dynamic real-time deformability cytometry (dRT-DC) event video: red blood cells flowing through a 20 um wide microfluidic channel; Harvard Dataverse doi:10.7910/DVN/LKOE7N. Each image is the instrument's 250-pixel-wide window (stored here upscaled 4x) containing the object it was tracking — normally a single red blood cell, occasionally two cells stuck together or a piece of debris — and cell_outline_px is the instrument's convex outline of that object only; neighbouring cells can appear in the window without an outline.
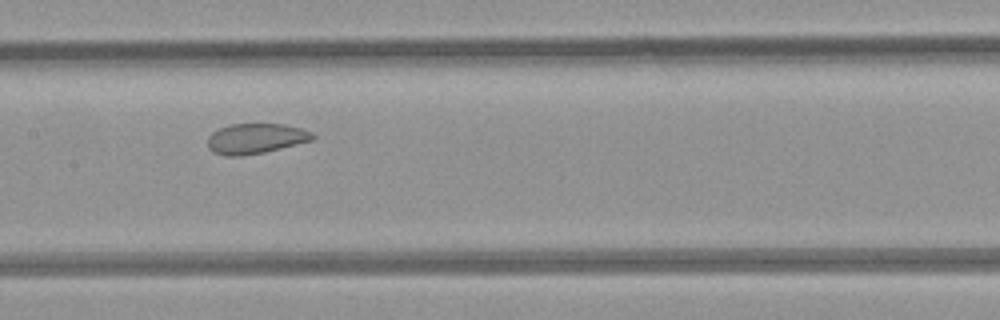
{"species": "common noctule bat (a hibernating species)", "species_latin": "Nyctalus noctula", "temperature_condition": "room temperature", "stored_images_in_passage": 9, "camera_frame_rate_fps": 3000, "um_per_image_px": 0.085, "animal": {"sex": "female", "body_mass_g": 21.9}, "frame": {"image": 1, "passage_image": 7, "time_ms": 6.667, "image_size_px": [1000, 320], "cell_outline_px": [[316, 136], [312, 140], [264, 152], [240, 156], [228, 156], [212, 152], [208, 148], [208, 136], [212, 132], [228, 124], [284, 124], [300, 128], [312, 132]], "centroid_in_image_um": [21.7, 11.77], "position_along_channel_um": 185.7, "area_um2": 18.44}}
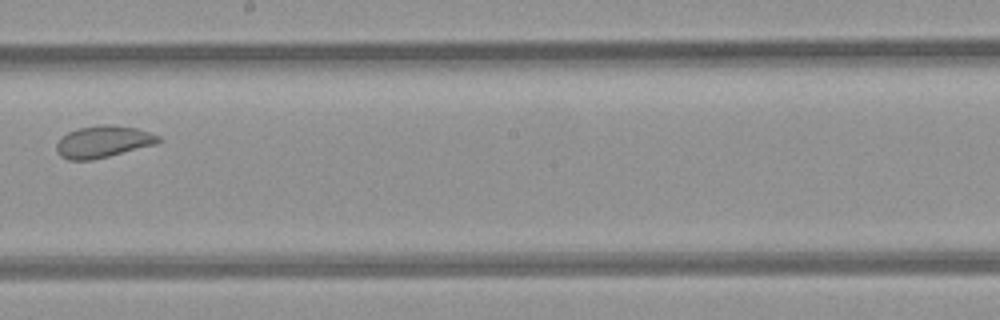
{"frame": {"image": 2, "passage_image": 8, "time_ms": 8.0, "image_size_px": [1000, 320], "cell_outline_px": [[160, 140], [156, 144], [92, 160], [68, 160], [60, 156], [56, 152], [56, 144], [68, 132], [80, 128], [100, 124], [108, 124], [136, 128], [160, 136]], "centroid_in_image_um": [8.75, 12.05], "position_along_channel_um": 239.5, "area_um2": 18.73}}
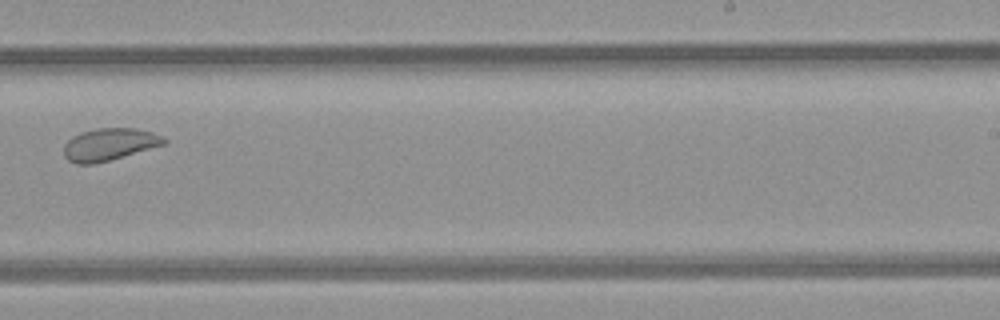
{"frame": {"image": 3, "passage_image": 9, "time_ms": 9.0, "image_size_px": [1000, 320], "cell_outline_px": [[168, 140], [164, 144], [108, 160], [92, 164], [76, 164], [68, 160], [64, 156], [64, 144], [72, 136], [80, 132], [96, 128], [136, 128], [152, 132], [164, 136]], "centroid_in_image_um": [9.26, 12.25], "position_along_channel_um": 279.7, "area_um2": 18.73}}